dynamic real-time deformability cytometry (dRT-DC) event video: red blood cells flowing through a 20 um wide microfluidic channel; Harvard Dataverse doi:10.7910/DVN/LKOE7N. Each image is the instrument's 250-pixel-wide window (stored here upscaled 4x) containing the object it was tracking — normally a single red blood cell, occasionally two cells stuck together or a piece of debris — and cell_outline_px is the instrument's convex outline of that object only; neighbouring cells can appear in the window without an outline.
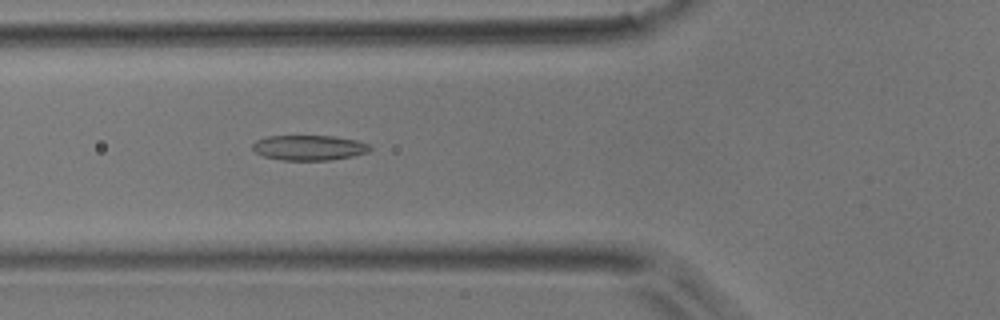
{"species": "common noctule bat (a hibernating species)", "species_latin": "Nyctalus noctula", "temperature_condition": "room temperature", "stored_images_in_passage": 43, "camera_frame_rate_fps": 3000, "um_per_image_px": 0.085, "animal": {"sex": "male", "body_mass_g": 17.9}, "frame": {"image": 1, "passage_image": 11, "time_ms": 3.333, "image_size_px": [1000, 320], "cell_outline_px": [[372, 148], [368, 152], [352, 156], [332, 160], [284, 160], [264, 156], [256, 152], [252, 148], [252, 144], [256, 140], [268, 136], [332, 136], [356, 140], [368, 144]], "centroid_in_image_um": [26.27, 12.55], "position_along_channel_um": 99.5, "area_um2": 17.11}}
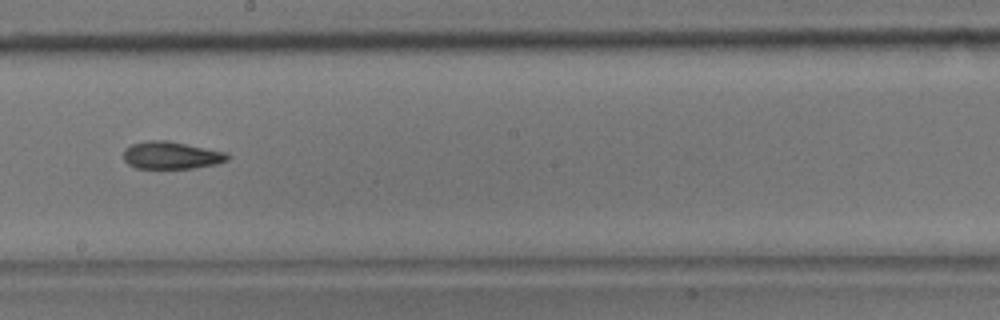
{"frame": {"image": 2, "passage_image": 21, "time_ms": 6.667, "image_size_px": [1000, 320], "cell_outline_px": [[232, 156], [228, 160], [216, 164], [192, 168], [136, 168], [128, 164], [124, 160], [124, 148], [132, 144], [152, 140], [168, 140], [228, 152]], "centroid_in_image_um": [14.6, 13.19], "position_along_channel_um": 233.6, "area_um2": 16.76}}
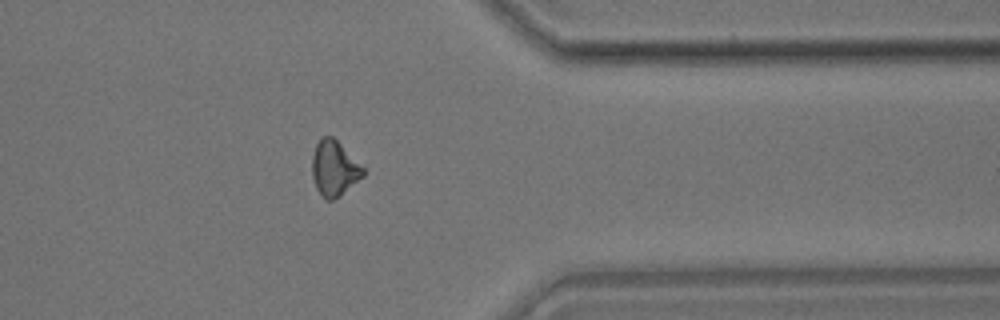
{"frame": {"image": 3, "passage_image": 33, "time_ms": 10.667, "image_size_px": [1000, 320], "cell_outline_px": [[364, 176], [340, 196], [332, 200], [328, 200], [316, 188], [312, 176], [312, 156], [316, 144], [324, 136], [332, 136], [364, 168]], "centroid_in_image_um": [28.41, 14.32], "position_along_channel_um": 383.0, "area_um2": 16.13}}